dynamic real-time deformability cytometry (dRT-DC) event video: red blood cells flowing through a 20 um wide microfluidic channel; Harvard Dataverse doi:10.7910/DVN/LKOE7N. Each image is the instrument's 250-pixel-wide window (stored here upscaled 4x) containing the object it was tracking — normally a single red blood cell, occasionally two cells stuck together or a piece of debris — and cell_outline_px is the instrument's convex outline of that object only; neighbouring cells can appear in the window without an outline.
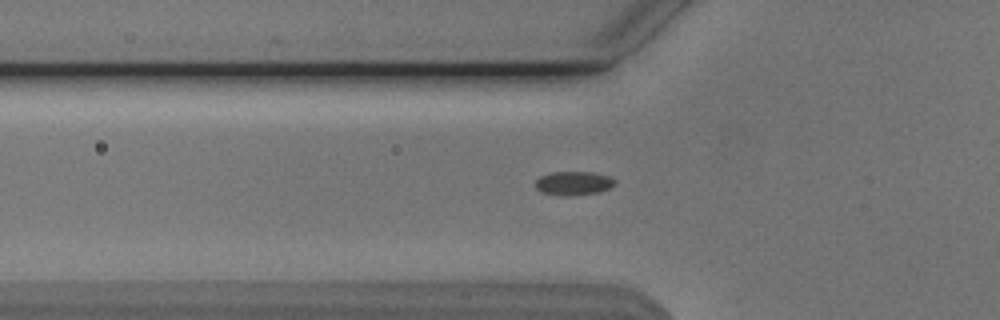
{"species": "Egyptian fruit bat (a non-hibernating species)", "species_latin": "Rousettus aegyptiacus", "temperature_condition": "cold", "stored_images_in_passage": 52, "camera_frame_rate_fps": 3000, "um_per_image_px": 0.085, "animal": {"sex": "male"}, "frame": {"image": 1, "passage_image": 16, "time_ms": 5.0, "image_size_px": [1000, 320], "cell_outline_px": [[616, 184], [612, 188], [600, 192], [572, 196], [560, 196], [540, 192], [536, 188], [536, 180], [540, 176], [552, 172], [592, 172], [608, 176], [616, 180]], "centroid_in_image_um": [48.78, 15.59], "position_along_channel_um": 77.0, "area_um2": 11.27}}
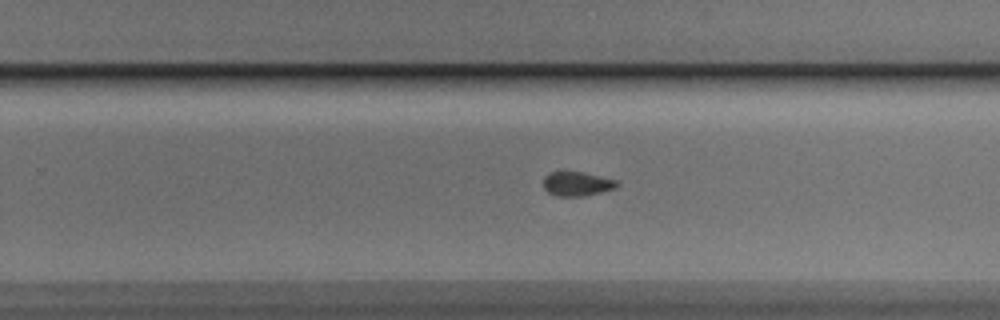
{"frame": {"image": 2, "passage_image": 32, "time_ms": 10.333, "image_size_px": [1000, 320], "cell_outline_px": [[620, 184], [616, 188], [584, 196], [556, 196], [548, 192], [544, 188], [544, 176], [548, 172], [584, 172], [616, 180]], "centroid_in_image_um": [49.05, 15.62], "position_along_channel_um": 280.8, "area_um2": 10.4}}
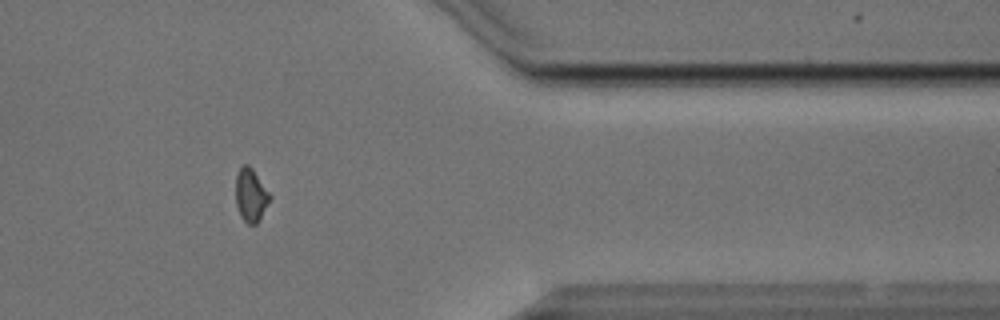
{"frame": {"image": 3, "passage_image": 42, "time_ms": 13.667, "image_size_px": [1000, 320], "cell_outline_px": [[272, 196], [260, 220], [256, 224], [248, 224], [240, 216], [236, 204], [236, 172], [244, 164], [248, 164], [252, 168]], "centroid_in_image_um": [21.32, 16.59], "position_along_channel_um": 390.1, "area_um2": 10.64}}